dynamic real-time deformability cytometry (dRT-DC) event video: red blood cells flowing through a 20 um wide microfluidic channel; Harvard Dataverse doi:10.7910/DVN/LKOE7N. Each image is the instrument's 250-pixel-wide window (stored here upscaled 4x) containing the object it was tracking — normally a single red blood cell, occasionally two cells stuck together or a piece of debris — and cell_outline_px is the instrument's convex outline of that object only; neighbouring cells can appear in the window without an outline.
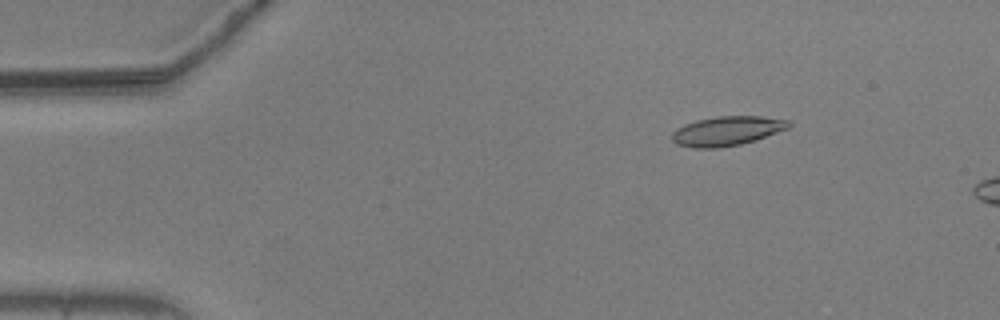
{"species": "common noctule bat (a hibernating species)", "species_latin": "Nyctalus noctula", "temperature_condition": "warm", "stored_images_in_passage": 13, "camera_frame_rate_fps": 3000, "um_per_image_px": 0.085, "animal": {"sex": "male", "body_mass_g": 20.5, "forearm_length_mm": 52.5}, "frame": {"image": 1, "passage_image": 8, "time_ms": 2.333, "image_size_px": [1000, 320], "cell_outline_px": [[792, 124], [788, 128], [740, 144], [716, 148], [692, 148], [676, 144], [672, 140], [672, 132], [676, 128], [684, 124], [696, 120], [716, 116], [764, 116], [788, 120]], "centroid_in_image_um": [61.74, 11.12], "position_along_channel_um": 23.3, "area_um2": 19.88}}